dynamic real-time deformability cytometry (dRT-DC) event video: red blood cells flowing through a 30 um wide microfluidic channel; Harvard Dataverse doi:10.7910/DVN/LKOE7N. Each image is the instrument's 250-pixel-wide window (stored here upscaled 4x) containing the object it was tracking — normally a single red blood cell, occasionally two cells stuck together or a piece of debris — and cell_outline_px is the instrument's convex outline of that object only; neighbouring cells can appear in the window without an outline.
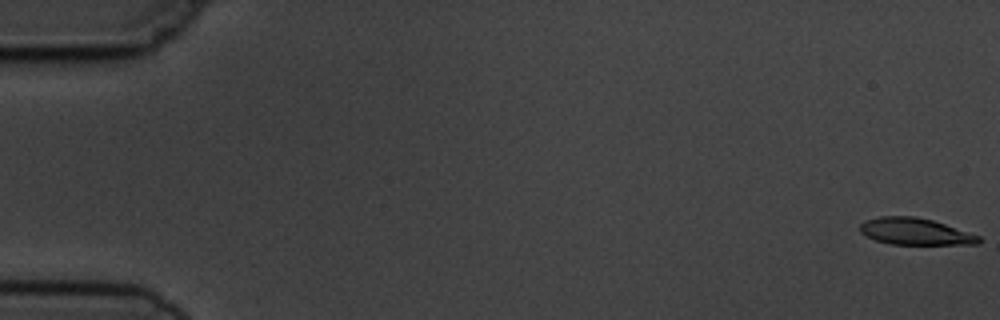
{"species": "common noctule bat (a hibernating species)", "species_latin": "Nyctalus noctula", "temperature_condition": "cold", "stored_images_in_passage": 5, "camera_frame_rate_fps": 3000, "um_per_image_px": 0.085, "animal": {"sex": "male", "body_mass_g": 19.5, "forearm_length_mm": 54.6}, "frame": {"image": 1, "passage_image": 1, "time_ms": 0.0, "image_size_px": [1000, 320], "cell_outline_px": [[980, 244], [892, 244], [876, 240], [860, 232], [860, 224], [864, 220], [880, 216], [916, 216], [932, 220], [980, 236]], "centroid_in_image_um": [77.77, 19.67], "position_along_channel_um": 7.2, "area_um2": 18.32}}
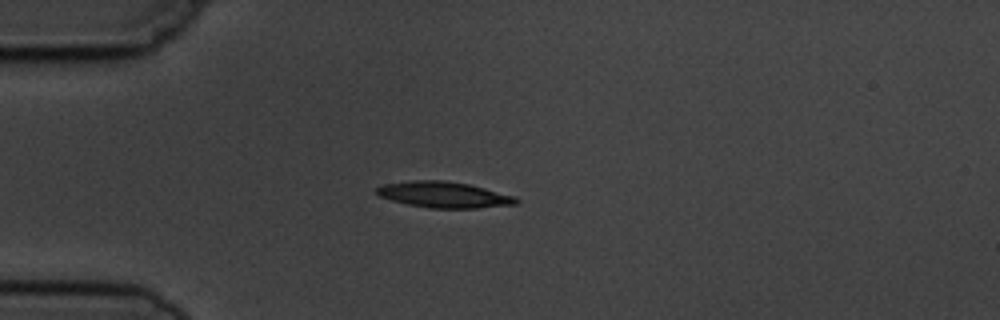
{"frame": {"image": 2, "passage_image": 5, "time_ms": 4.667, "image_size_px": [1000, 320], "cell_outline_px": [[520, 200], [516, 204], [476, 208], [432, 208], [408, 204], [392, 200], [380, 196], [376, 192], [376, 188], [384, 184], [408, 180], [444, 180], [468, 184], [516, 196]], "centroid_in_image_um": [37.74, 16.54], "position_along_channel_um": 47.3, "area_um2": 21.04}}